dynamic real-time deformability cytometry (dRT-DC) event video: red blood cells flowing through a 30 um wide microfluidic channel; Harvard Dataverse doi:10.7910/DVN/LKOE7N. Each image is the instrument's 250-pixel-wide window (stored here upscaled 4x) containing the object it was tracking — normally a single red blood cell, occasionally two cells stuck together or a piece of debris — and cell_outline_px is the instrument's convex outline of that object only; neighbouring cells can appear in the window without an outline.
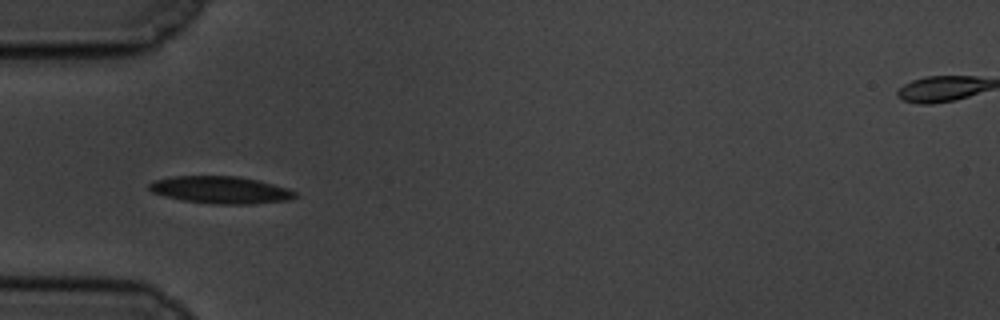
{"species": "common noctule bat (a hibernating species)", "species_latin": "Nyctalus noctula", "temperature_condition": "cold", "stored_images_in_passage": 44, "camera_frame_rate_fps": 3000, "um_per_image_px": 0.085, "animal": {"sex": "male", "body_mass_g": 19.5, "forearm_length_mm": 54.6}, "frame": {"image": 1, "passage_image": 4, "time_ms": 1.0, "image_size_px": [1000, 320], "cell_outline_px": [[300, 196], [292, 200], [252, 204], [212, 204], [180, 200], [164, 196], [152, 192], [148, 188], [148, 184], [152, 180], [172, 176], [236, 176], [256, 180], [288, 188], [296, 192]], "centroid_in_image_um": [18.75, 16.15], "position_along_channel_um": 66.3, "area_um2": 23.47}}
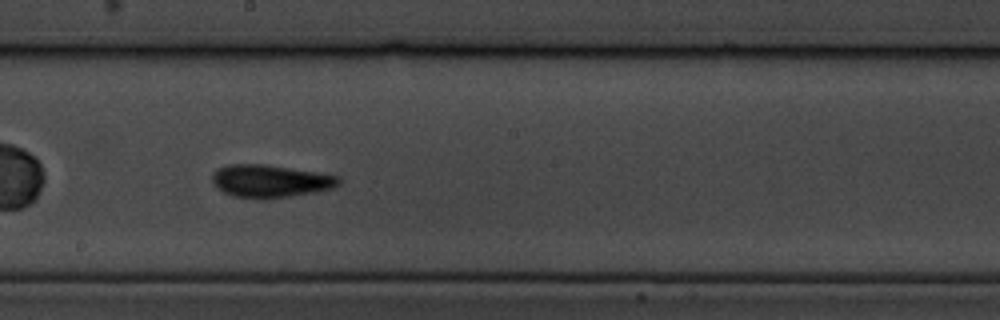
{"frame": {"image": 2, "passage_image": 18, "time_ms": 5.667, "image_size_px": [1000, 320], "cell_outline_px": [[340, 184], [336, 188], [316, 192], [292, 196], [264, 200], [256, 200], [232, 196], [216, 188], [212, 184], [212, 172], [216, 168], [228, 164], [264, 164], [316, 172], [340, 176]], "centroid_in_image_um": [22.95, 15.41], "position_along_channel_um": 225.3, "area_um2": 24.74}}
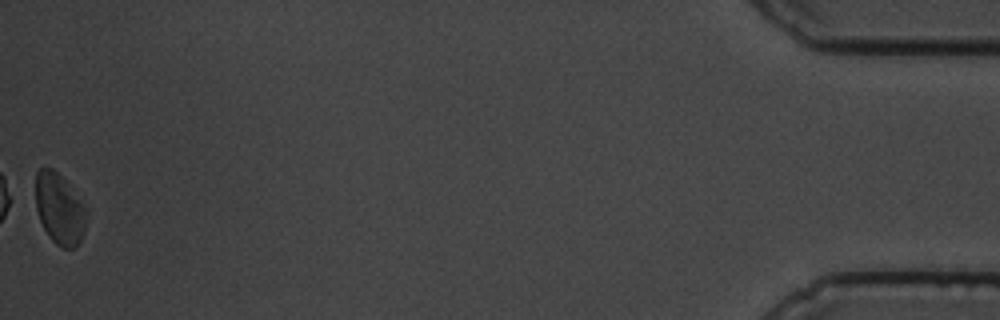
{"frame": {"image": 3, "passage_image": 44, "time_ms": 14.333, "image_size_px": [1000, 320], "cell_outline_px": [[84, 232], [76, 248], [60, 248], [48, 236], [40, 220], [36, 208], [36, 172], [40, 168], [52, 168], [64, 180], [84, 204]], "centroid_in_image_um": [5.03, 17.78], "position_along_channel_um": 430.2, "area_um2": 20.58}, "authors_computed_cell_mechanics": {"area_um2": 22.1085, "velocity_mm_per_s": 3.4259, "shape_relaxation_time_tau1_ms": 3.036, "shape_relaxation_time_tau2_ms": 3.0367, "deformation_change_tau1": 0.1101, "deformation_change_tau2": 0.0998}}